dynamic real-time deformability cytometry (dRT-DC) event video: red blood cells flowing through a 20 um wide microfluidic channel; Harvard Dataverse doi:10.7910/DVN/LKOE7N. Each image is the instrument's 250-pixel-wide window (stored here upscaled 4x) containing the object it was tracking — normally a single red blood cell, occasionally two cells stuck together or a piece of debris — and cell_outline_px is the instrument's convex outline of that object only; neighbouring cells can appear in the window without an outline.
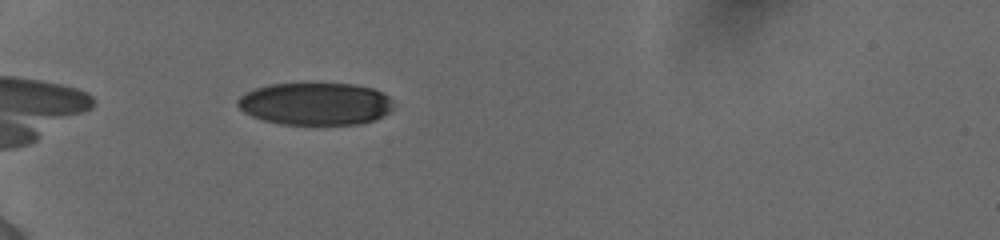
{"species": "human", "species_latin": "Homo sapiens", "temperature_condition": "cold", "stored_images_in_passage": 49, "camera_frame_rate_fps": 3000, "um_per_image_px": 0.085, "donor": {"sex": "female"}, "frame": {"image": 1, "passage_image": 2, "time_ms": 0.333, "image_size_px": [1000, 240], "cell_outline_px": [[392, 108], [384, 116], [376, 120], [360, 124], [280, 124], [264, 120], [252, 116], [244, 112], [236, 104], [236, 100], [244, 92], [256, 88], [272, 84], [304, 80], [352, 84], [372, 88], [388, 96], [392, 100]], "centroid_in_image_um": [26.78, 8.78], "position_along_channel_um": 58.2, "area_um2": 39.65}}
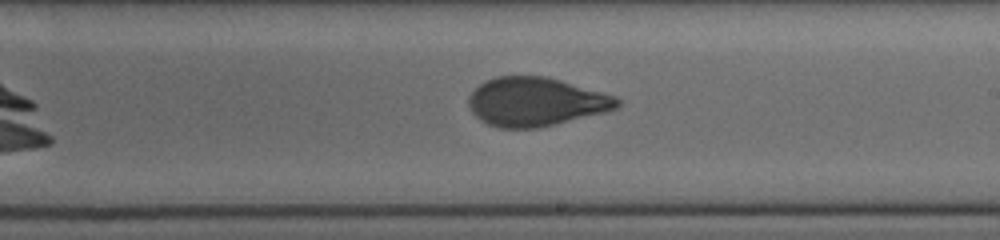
{"frame": {"image": 2, "passage_image": 18, "time_ms": 5.667, "image_size_px": [1000, 240], "cell_outline_px": [[620, 104], [616, 108], [608, 112], [536, 128], [500, 128], [488, 124], [480, 120], [472, 112], [468, 104], [468, 96], [480, 84], [496, 76], [544, 76], [560, 80], [616, 96], [620, 100]], "centroid_in_image_um": [45.54, 8.66], "position_along_channel_um": 243.5, "area_um2": 42.08}}
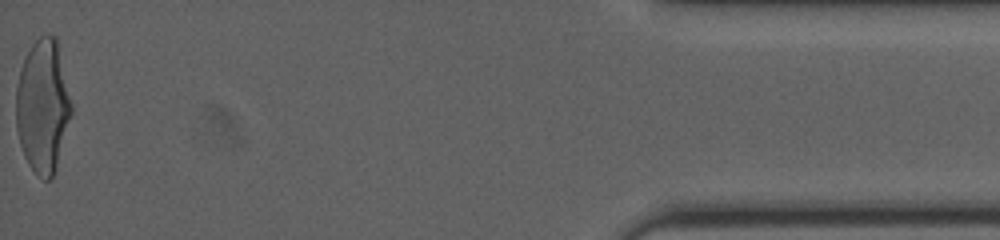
{"frame": {"image": 3, "passage_image": 48, "time_ms": 12.333, "image_size_px": [1000, 240], "cell_outline_px": [[72, 112], [56, 164], [52, 176], [48, 180], [44, 180], [36, 176], [28, 164], [24, 156], [20, 144], [16, 128], [16, 88], [20, 68], [32, 44], [40, 36], [56, 36], [72, 104]], "centroid_in_image_um": [3.62, 9.03], "position_along_channel_um": 431.6, "area_um2": 42.54}, "authors_computed_cell_mechanics": {"area_um2": 42.3674, "velocity_mm_per_s": 3.8914, "shape_relaxation_time_tau1_ms": 4.0631, "shape_relaxation_time_tau2_ms": 0.752, "deformation_change_tau1": 0.172, "deformation_change_tau2": 0.064}}